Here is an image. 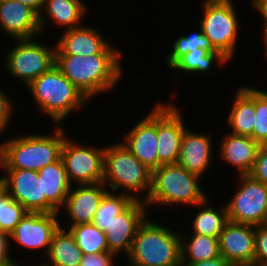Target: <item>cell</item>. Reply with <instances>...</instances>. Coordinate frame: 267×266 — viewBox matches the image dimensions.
<instances>
[{
  "label": "cell",
  "instance_id": "1",
  "mask_svg": "<svg viewBox=\"0 0 267 266\" xmlns=\"http://www.w3.org/2000/svg\"><path fill=\"white\" fill-rule=\"evenodd\" d=\"M121 53L55 55L61 73L89 100L111 90L122 76Z\"/></svg>",
  "mask_w": 267,
  "mask_h": 266
},
{
  "label": "cell",
  "instance_id": "2",
  "mask_svg": "<svg viewBox=\"0 0 267 266\" xmlns=\"http://www.w3.org/2000/svg\"><path fill=\"white\" fill-rule=\"evenodd\" d=\"M63 129L52 136L26 135L0 144V168L39 171L61 158L65 140Z\"/></svg>",
  "mask_w": 267,
  "mask_h": 266
},
{
  "label": "cell",
  "instance_id": "3",
  "mask_svg": "<svg viewBox=\"0 0 267 266\" xmlns=\"http://www.w3.org/2000/svg\"><path fill=\"white\" fill-rule=\"evenodd\" d=\"M181 234L146 220L138 228L129 255L130 266H181Z\"/></svg>",
  "mask_w": 267,
  "mask_h": 266
},
{
  "label": "cell",
  "instance_id": "4",
  "mask_svg": "<svg viewBox=\"0 0 267 266\" xmlns=\"http://www.w3.org/2000/svg\"><path fill=\"white\" fill-rule=\"evenodd\" d=\"M39 110L48 114L55 124L85 105L88 99L54 65L28 86Z\"/></svg>",
  "mask_w": 267,
  "mask_h": 266
},
{
  "label": "cell",
  "instance_id": "5",
  "mask_svg": "<svg viewBox=\"0 0 267 266\" xmlns=\"http://www.w3.org/2000/svg\"><path fill=\"white\" fill-rule=\"evenodd\" d=\"M103 166V184L110 187L112 191L116 192L123 188L127 191V195L137 200L142 199L136 192L146 191L143 201L148 198L152 187V171L141 163L123 143L105 148Z\"/></svg>",
  "mask_w": 267,
  "mask_h": 266
},
{
  "label": "cell",
  "instance_id": "6",
  "mask_svg": "<svg viewBox=\"0 0 267 266\" xmlns=\"http://www.w3.org/2000/svg\"><path fill=\"white\" fill-rule=\"evenodd\" d=\"M200 179L178 164H163L152 172V187L145 204L150 207L163 203L196 206L207 199L198 184Z\"/></svg>",
  "mask_w": 267,
  "mask_h": 266
},
{
  "label": "cell",
  "instance_id": "7",
  "mask_svg": "<svg viewBox=\"0 0 267 266\" xmlns=\"http://www.w3.org/2000/svg\"><path fill=\"white\" fill-rule=\"evenodd\" d=\"M232 0H205L203 17L199 20L203 34L212 47L229 61L236 47L239 21Z\"/></svg>",
  "mask_w": 267,
  "mask_h": 266
},
{
  "label": "cell",
  "instance_id": "8",
  "mask_svg": "<svg viewBox=\"0 0 267 266\" xmlns=\"http://www.w3.org/2000/svg\"><path fill=\"white\" fill-rule=\"evenodd\" d=\"M55 52L56 45L48 48L35 38L18 39V44L7 54L5 69L28 86L55 65Z\"/></svg>",
  "mask_w": 267,
  "mask_h": 266
},
{
  "label": "cell",
  "instance_id": "9",
  "mask_svg": "<svg viewBox=\"0 0 267 266\" xmlns=\"http://www.w3.org/2000/svg\"><path fill=\"white\" fill-rule=\"evenodd\" d=\"M240 185L226 205L228 220L259 226L267 223V185L249 174L239 175Z\"/></svg>",
  "mask_w": 267,
  "mask_h": 266
},
{
  "label": "cell",
  "instance_id": "10",
  "mask_svg": "<svg viewBox=\"0 0 267 266\" xmlns=\"http://www.w3.org/2000/svg\"><path fill=\"white\" fill-rule=\"evenodd\" d=\"M105 148L86 147L65 138L61 158L67 178L78 185L102 183L104 178Z\"/></svg>",
  "mask_w": 267,
  "mask_h": 266
},
{
  "label": "cell",
  "instance_id": "11",
  "mask_svg": "<svg viewBox=\"0 0 267 266\" xmlns=\"http://www.w3.org/2000/svg\"><path fill=\"white\" fill-rule=\"evenodd\" d=\"M185 129L177 107L171 104H157L159 167L163 164H177Z\"/></svg>",
  "mask_w": 267,
  "mask_h": 266
},
{
  "label": "cell",
  "instance_id": "12",
  "mask_svg": "<svg viewBox=\"0 0 267 266\" xmlns=\"http://www.w3.org/2000/svg\"><path fill=\"white\" fill-rule=\"evenodd\" d=\"M219 252L234 266H255V226L228 221L219 236Z\"/></svg>",
  "mask_w": 267,
  "mask_h": 266
},
{
  "label": "cell",
  "instance_id": "13",
  "mask_svg": "<svg viewBox=\"0 0 267 266\" xmlns=\"http://www.w3.org/2000/svg\"><path fill=\"white\" fill-rule=\"evenodd\" d=\"M147 208L145 201L135 199L123 212L114 217L105 231L110 253L117 256L120 251H124L127 256L129 255L138 228L147 218Z\"/></svg>",
  "mask_w": 267,
  "mask_h": 266
},
{
  "label": "cell",
  "instance_id": "14",
  "mask_svg": "<svg viewBox=\"0 0 267 266\" xmlns=\"http://www.w3.org/2000/svg\"><path fill=\"white\" fill-rule=\"evenodd\" d=\"M5 190L28 212L46 213V195H43V180L38 171L3 169Z\"/></svg>",
  "mask_w": 267,
  "mask_h": 266
},
{
  "label": "cell",
  "instance_id": "15",
  "mask_svg": "<svg viewBox=\"0 0 267 266\" xmlns=\"http://www.w3.org/2000/svg\"><path fill=\"white\" fill-rule=\"evenodd\" d=\"M58 213L27 212L10 234V239L29 249L45 248L48 253L52 236L62 224Z\"/></svg>",
  "mask_w": 267,
  "mask_h": 266
},
{
  "label": "cell",
  "instance_id": "16",
  "mask_svg": "<svg viewBox=\"0 0 267 266\" xmlns=\"http://www.w3.org/2000/svg\"><path fill=\"white\" fill-rule=\"evenodd\" d=\"M123 144L152 172L159 168L157 105L125 135Z\"/></svg>",
  "mask_w": 267,
  "mask_h": 266
},
{
  "label": "cell",
  "instance_id": "17",
  "mask_svg": "<svg viewBox=\"0 0 267 266\" xmlns=\"http://www.w3.org/2000/svg\"><path fill=\"white\" fill-rule=\"evenodd\" d=\"M0 26L15 39H31L41 33L39 14L15 0H0Z\"/></svg>",
  "mask_w": 267,
  "mask_h": 266
},
{
  "label": "cell",
  "instance_id": "18",
  "mask_svg": "<svg viewBox=\"0 0 267 266\" xmlns=\"http://www.w3.org/2000/svg\"><path fill=\"white\" fill-rule=\"evenodd\" d=\"M55 55H95L100 53H121L88 26L64 30L57 39Z\"/></svg>",
  "mask_w": 267,
  "mask_h": 266
},
{
  "label": "cell",
  "instance_id": "19",
  "mask_svg": "<svg viewBox=\"0 0 267 266\" xmlns=\"http://www.w3.org/2000/svg\"><path fill=\"white\" fill-rule=\"evenodd\" d=\"M108 191L103 182L79 185L75 190L71 188L63 206L73 221L69 226L93 223L99 204Z\"/></svg>",
  "mask_w": 267,
  "mask_h": 266
},
{
  "label": "cell",
  "instance_id": "20",
  "mask_svg": "<svg viewBox=\"0 0 267 266\" xmlns=\"http://www.w3.org/2000/svg\"><path fill=\"white\" fill-rule=\"evenodd\" d=\"M212 141L207 134H195L185 129L177 164L200 177L211 164Z\"/></svg>",
  "mask_w": 267,
  "mask_h": 266
},
{
  "label": "cell",
  "instance_id": "21",
  "mask_svg": "<svg viewBox=\"0 0 267 266\" xmlns=\"http://www.w3.org/2000/svg\"><path fill=\"white\" fill-rule=\"evenodd\" d=\"M260 144L251 137L228 133L222 140L219 155L238 169V175L249 174L254 166Z\"/></svg>",
  "mask_w": 267,
  "mask_h": 266
},
{
  "label": "cell",
  "instance_id": "22",
  "mask_svg": "<svg viewBox=\"0 0 267 266\" xmlns=\"http://www.w3.org/2000/svg\"><path fill=\"white\" fill-rule=\"evenodd\" d=\"M43 180V195H46V213H59L72 187L62 158L38 171ZM61 207V208H60Z\"/></svg>",
  "mask_w": 267,
  "mask_h": 266
},
{
  "label": "cell",
  "instance_id": "23",
  "mask_svg": "<svg viewBox=\"0 0 267 266\" xmlns=\"http://www.w3.org/2000/svg\"><path fill=\"white\" fill-rule=\"evenodd\" d=\"M229 112L228 125L232 134L248 136L253 139L255 120V88L241 87L235 93L234 104Z\"/></svg>",
  "mask_w": 267,
  "mask_h": 266
},
{
  "label": "cell",
  "instance_id": "24",
  "mask_svg": "<svg viewBox=\"0 0 267 266\" xmlns=\"http://www.w3.org/2000/svg\"><path fill=\"white\" fill-rule=\"evenodd\" d=\"M43 10H46L48 17L56 25L65 26L66 30L82 26L80 21L83 19L82 16L85 15V12H87L86 5L81 0H46L39 15L41 33L45 30L43 28L46 23V18L42 15Z\"/></svg>",
  "mask_w": 267,
  "mask_h": 266
},
{
  "label": "cell",
  "instance_id": "25",
  "mask_svg": "<svg viewBox=\"0 0 267 266\" xmlns=\"http://www.w3.org/2000/svg\"><path fill=\"white\" fill-rule=\"evenodd\" d=\"M83 255L73 234L60 225L52 236L47 253L49 263H42L39 266H80Z\"/></svg>",
  "mask_w": 267,
  "mask_h": 266
},
{
  "label": "cell",
  "instance_id": "26",
  "mask_svg": "<svg viewBox=\"0 0 267 266\" xmlns=\"http://www.w3.org/2000/svg\"><path fill=\"white\" fill-rule=\"evenodd\" d=\"M191 235L187 241L185 235L180 236L181 263L201 262L220 256L219 238L201 234Z\"/></svg>",
  "mask_w": 267,
  "mask_h": 266
},
{
  "label": "cell",
  "instance_id": "27",
  "mask_svg": "<svg viewBox=\"0 0 267 266\" xmlns=\"http://www.w3.org/2000/svg\"><path fill=\"white\" fill-rule=\"evenodd\" d=\"M209 200L197 204L198 207H203L193 220V234H201L210 237L219 238L225 224L229 221L226 206L220 211H216L212 207H208ZM207 206V207H206ZM206 207V208H205Z\"/></svg>",
  "mask_w": 267,
  "mask_h": 266
},
{
  "label": "cell",
  "instance_id": "28",
  "mask_svg": "<svg viewBox=\"0 0 267 266\" xmlns=\"http://www.w3.org/2000/svg\"><path fill=\"white\" fill-rule=\"evenodd\" d=\"M78 248L83 254L109 252L105 232L93 223L79 224L69 227Z\"/></svg>",
  "mask_w": 267,
  "mask_h": 266
},
{
  "label": "cell",
  "instance_id": "29",
  "mask_svg": "<svg viewBox=\"0 0 267 266\" xmlns=\"http://www.w3.org/2000/svg\"><path fill=\"white\" fill-rule=\"evenodd\" d=\"M134 200L125 192L116 195L108 191L99 204L93 224L105 232L114 220V217L123 212Z\"/></svg>",
  "mask_w": 267,
  "mask_h": 266
},
{
  "label": "cell",
  "instance_id": "30",
  "mask_svg": "<svg viewBox=\"0 0 267 266\" xmlns=\"http://www.w3.org/2000/svg\"><path fill=\"white\" fill-rule=\"evenodd\" d=\"M214 61L220 63H227L229 60L225 58L220 52H208L202 48H196L182 56L170 69L182 70L185 72H206L213 67Z\"/></svg>",
  "mask_w": 267,
  "mask_h": 266
},
{
  "label": "cell",
  "instance_id": "31",
  "mask_svg": "<svg viewBox=\"0 0 267 266\" xmlns=\"http://www.w3.org/2000/svg\"><path fill=\"white\" fill-rule=\"evenodd\" d=\"M199 29L200 32L198 33L182 35L176 39L173 43L172 51L169 56L167 55V67L171 68L182 56L196 48H202L208 52H219L212 47L209 39L203 34L201 27Z\"/></svg>",
  "mask_w": 267,
  "mask_h": 266
},
{
  "label": "cell",
  "instance_id": "32",
  "mask_svg": "<svg viewBox=\"0 0 267 266\" xmlns=\"http://www.w3.org/2000/svg\"><path fill=\"white\" fill-rule=\"evenodd\" d=\"M27 212L5 189L0 193V231L10 235Z\"/></svg>",
  "mask_w": 267,
  "mask_h": 266
},
{
  "label": "cell",
  "instance_id": "33",
  "mask_svg": "<svg viewBox=\"0 0 267 266\" xmlns=\"http://www.w3.org/2000/svg\"><path fill=\"white\" fill-rule=\"evenodd\" d=\"M267 139V92L255 89L253 140L261 144Z\"/></svg>",
  "mask_w": 267,
  "mask_h": 266
},
{
  "label": "cell",
  "instance_id": "34",
  "mask_svg": "<svg viewBox=\"0 0 267 266\" xmlns=\"http://www.w3.org/2000/svg\"><path fill=\"white\" fill-rule=\"evenodd\" d=\"M255 266H267V223L255 226Z\"/></svg>",
  "mask_w": 267,
  "mask_h": 266
},
{
  "label": "cell",
  "instance_id": "35",
  "mask_svg": "<svg viewBox=\"0 0 267 266\" xmlns=\"http://www.w3.org/2000/svg\"><path fill=\"white\" fill-rule=\"evenodd\" d=\"M249 175L253 179L267 185V151L261 146L258 150L254 166Z\"/></svg>",
  "mask_w": 267,
  "mask_h": 266
},
{
  "label": "cell",
  "instance_id": "36",
  "mask_svg": "<svg viewBox=\"0 0 267 266\" xmlns=\"http://www.w3.org/2000/svg\"><path fill=\"white\" fill-rule=\"evenodd\" d=\"M113 255L110 252L98 254H84L80 266H114Z\"/></svg>",
  "mask_w": 267,
  "mask_h": 266
},
{
  "label": "cell",
  "instance_id": "37",
  "mask_svg": "<svg viewBox=\"0 0 267 266\" xmlns=\"http://www.w3.org/2000/svg\"><path fill=\"white\" fill-rule=\"evenodd\" d=\"M13 107L7 94L0 90V135L9 124L14 112Z\"/></svg>",
  "mask_w": 267,
  "mask_h": 266
},
{
  "label": "cell",
  "instance_id": "38",
  "mask_svg": "<svg viewBox=\"0 0 267 266\" xmlns=\"http://www.w3.org/2000/svg\"><path fill=\"white\" fill-rule=\"evenodd\" d=\"M10 235L3 233L0 231V265L5 264L13 260L10 256L9 253L10 250L9 248V239Z\"/></svg>",
  "mask_w": 267,
  "mask_h": 266
},
{
  "label": "cell",
  "instance_id": "39",
  "mask_svg": "<svg viewBox=\"0 0 267 266\" xmlns=\"http://www.w3.org/2000/svg\"><path fill=\"white\" fill-rule=\"evenodd\" d=\"M181 266H234L231 262L224 259L221 255L206 261L195 263H181Z\"/></svg>",
  "mask_w": 267,
  "mask_h": 266
},
{
  "label": "cell",
  "instance_id": "40",
  "mask_svg": "<svg viewBox=\"0 0 267 266\" xmlns=\"http://www.w3.org/2000/svg\"><path fill=\"white\" fill-rule=\"evenodd\" d=\"M252 6L261 13L262 20L264 22V27H267V0H252Z\"/></svg>",
  "mask_w": 267,
  "mask_h": 266
},
{
  "label": "cell",
  "instance_id": "41",
  "mask_svg": "<svg viewBox=\"0 0 267 266\" xmlns=\"http://www.w3.org/2000/svg\"><path fill=\"white\" fill-rule=\"evenodd\" d=\"M32 7L39 15L42 12L46 0H15Z\"/></svg>",
  "mask_w": 267,
  "mask_h": 266
},
{
  "label": "cell",
  "instance_id": "42",
  "mask_svg": "<svg viewBox=\"0 0 267 266\" xmlns=\"http://www.w3.org/2000/svg\"><path fill=\"white\" fill-rule=\"evenodd\" d=\"M263 30H264V45H265V56L267 57V27H264L263 28Z\"/></svg>",
  "mask_w": 267,
  "mask_h": 266
},
{
  "label": "cell",
  "instance_id": "43",
  "mask_svg": "<svg viewBox=\"0 0 267 266\" xmlns=\"http://www.w3.org/2000/svg\"><path fill=\"white\" fill-rule=\"evenodd\" d=\"M0 266H19L16 262H14L13 260H11L8 263L5 264H1Z\"/></svg>",
  "mask_w": 267,
  "mask_h": 266
},
{
  "label": "cell",
  "instance_id": "44",
  "mask_svg": "<svg viewBox=\"0 0 267 266\" xmlns=\"http://www.w3.org/2000/svg\"><path fill=\"white\" fill-rule=\"evenodd\" d=\"M5 189L3 178H0V193Z\"/></svg>",
  "mask_w": 267,
  "mask_h": 266
},
{
  "label": "cell",
  "instance_id": "45",
  "mask_svg": "<svg viewBox=\"0 0 267 266\" xmlns=\"http://www.w3.org/2000/svg\"><path fill=\"white\" fill-rule=\"evenodd\" d=\"M260 146L267 151V139L263 143H261Z\"/></svg>",
  "mask_w": 267,
  "mask_h": 266
}]
</instances>
